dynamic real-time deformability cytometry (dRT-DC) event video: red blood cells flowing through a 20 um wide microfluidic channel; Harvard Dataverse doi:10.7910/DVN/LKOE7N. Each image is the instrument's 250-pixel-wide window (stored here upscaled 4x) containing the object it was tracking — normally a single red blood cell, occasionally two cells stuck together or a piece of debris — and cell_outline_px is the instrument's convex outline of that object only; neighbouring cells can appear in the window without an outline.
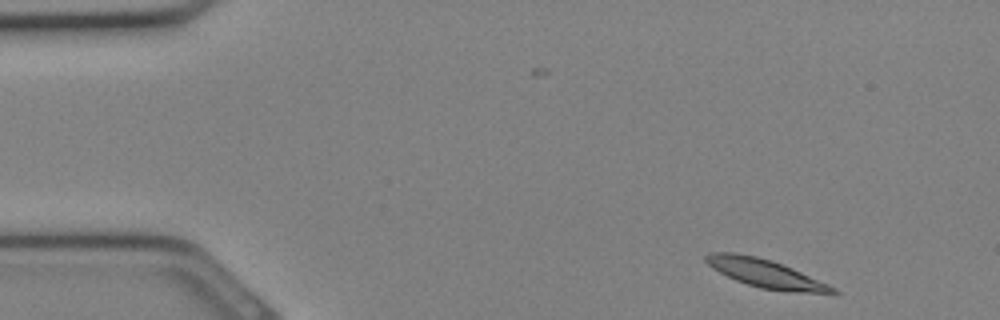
{"species": "Egyptian fruit bat (a non-hibernating species)", "species_latin": "Rousettus aegyptiacus", "temperature_condition": "cold", "stored_images_in_passage": 2, "camera_frame_rate_fps": 3000, "um_per_image_px": 0.085, "animal": {"sex": "female"}, "frame": {"image": 1, "passage_image": 2, "time_ms": 0.333, "image_size_px": [1000, 320], "cell_outline_px": [[840, 292], [836, 296], [832, 296], [760, 288], [736, 280], [712, 268], [704, 260], [704, 256], [712, 252], [732, 252], [756, 256], [772, 260], [792, 268], [828, 284], [836, 288]], "centroid_in_image_um": [65.18, 23.28], "position_along_channel_um": 19.8, "area_um2": 21.15}}